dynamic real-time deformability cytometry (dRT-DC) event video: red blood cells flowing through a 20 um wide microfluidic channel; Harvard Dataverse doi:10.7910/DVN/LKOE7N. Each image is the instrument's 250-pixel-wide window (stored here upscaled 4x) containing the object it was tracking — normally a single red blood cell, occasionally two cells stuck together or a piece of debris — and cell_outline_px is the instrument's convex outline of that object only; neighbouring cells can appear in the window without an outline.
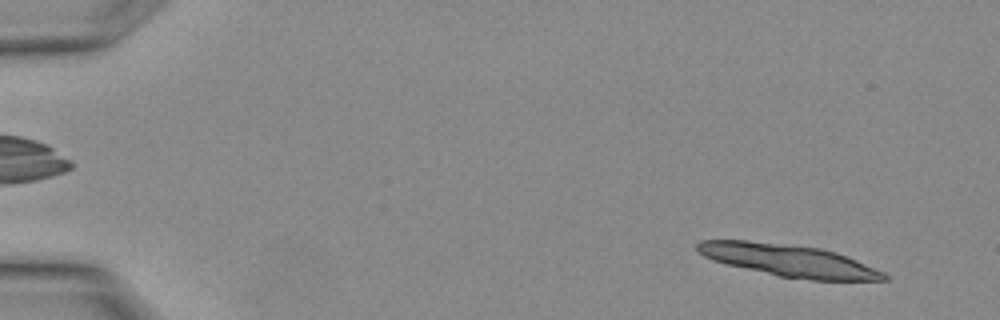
{"species": "Egyptian fruit bat (a non-hibernating species)", "species_latin": "Rousettus aegyptiacus", "temperature_condition": "warm", "stored_images_in_passage": 18, "camera_frame_rate_fps": 3000, "um_per_image_px": 0.085, "animal": {"sex": "female"}, "frame": {"image": 1, "passage_image": 2, "time_ms": 0.333, "image_size_px": [1000, 320], "cell_outline_px": [[888, 280], [812, 280], [780, 276], [724, 264], [712, 260], [704, 256], [696, 248], [696, 244], [700, 240], [748, 240], [820, 248], [836, 252], [856, 260], [884, 272], [888, 276]], "centroid_in_image_um": [67.02, 22.14], "position_along_channel_um": 18.0, "area_um2": 34.68}}
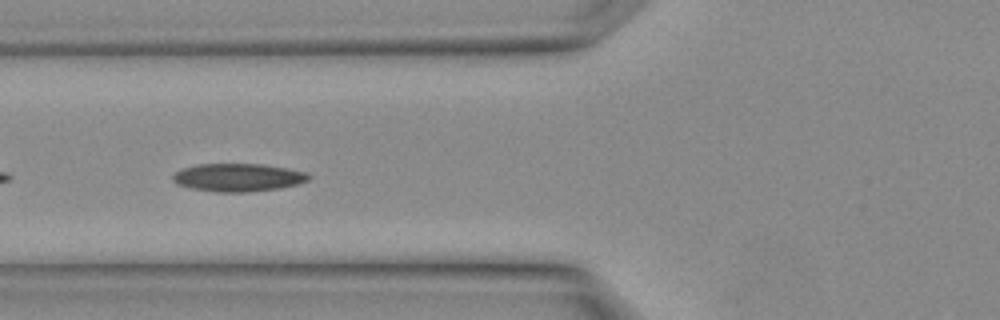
{"frame": {"image": 2, "passage_image": 12, "time_ms": 3.667, "image_size_px": [1000, 320], "cell_outline_px": [[312, 176], [308, 180], [296, 184], [280, 188], [248, 192], [216, 192], [192, 188], [180, 184], [172, 180], [172, 176], [176, 172], [184, 168], [196, 164], [264, 164], [288, 168], [308, 172]], "centroid_in_image_um": [20.28, 15.08], "position_along_channel_um": 105.5, "area_um2": 22.14}}